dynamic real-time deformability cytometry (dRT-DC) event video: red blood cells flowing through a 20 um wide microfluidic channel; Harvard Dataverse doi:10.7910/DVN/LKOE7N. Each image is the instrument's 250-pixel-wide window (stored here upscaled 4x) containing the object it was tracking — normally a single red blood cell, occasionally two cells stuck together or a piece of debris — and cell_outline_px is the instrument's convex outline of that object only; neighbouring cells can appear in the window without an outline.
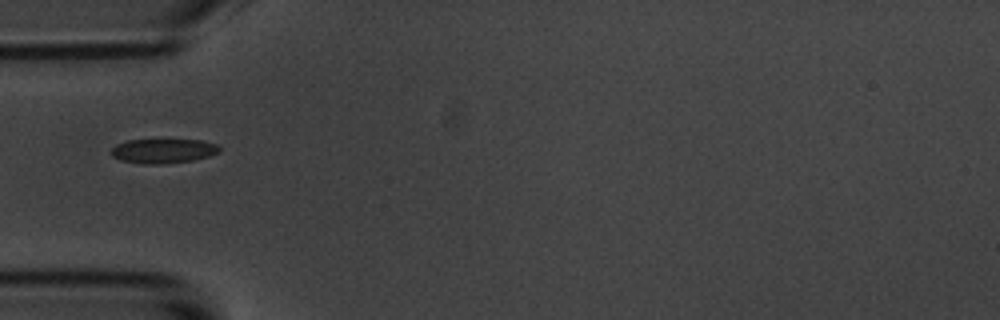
{"species": "common noctule bat (a hibernating species)", "species_latin": "Nyctalus noctula", "temperature_condition": "room temperature", "stored_images_in_passage": 23, "camera_frame_rate_fps": 3000, "um_per_image_px": 0.085, "animal": {"sex": "male", "body_mass_g": 20.1, "forearm_length_mm": 53.5}, "frame": {"image": 1, "passage_image": 1, "time_ms": 0.0, "image_size_px": [1000, 320], "cell_outline_px": [[220, 152], [208, 156], [192, 160], [164, 164], [144, 164], [120, 160], [112, 156], [112, 148], [116, 144], [128, 140], [200, 140], [216, 144], [220, 148]], "centroid_in_image_um": [13.86, 12.83], "position_along_channel_um": 71.1, "area_um2": 15.32}}
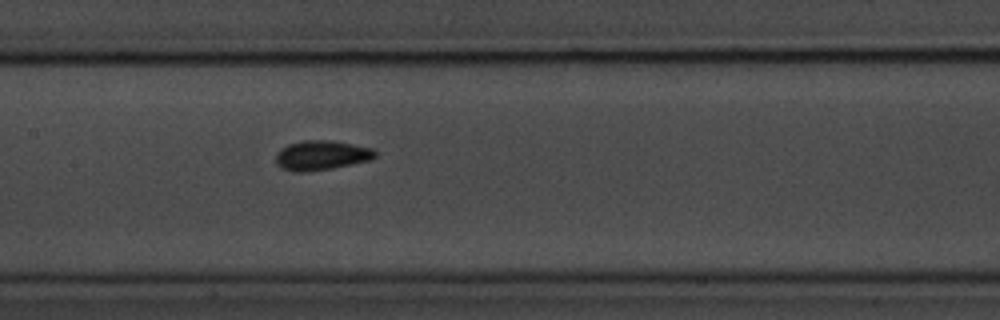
{"frame": {"image": 2, "passage_image": 10, "time_ms": 3.0, "image_size_px": [1000, 320], "cell_outline_px": [[376, 156], [372, 160], [332, 168], [308, 172], [292, 172], [280, 168], [276, 164], [276, 156], [280, 148], [288, 144], [304, 140], [328, 140], [352, 144], [372, 148], [376, 152]], "centroid_in_image_um": [27.3, 13.21], "position_along_channel_um": 180.1, "area_um2": 17.28}}
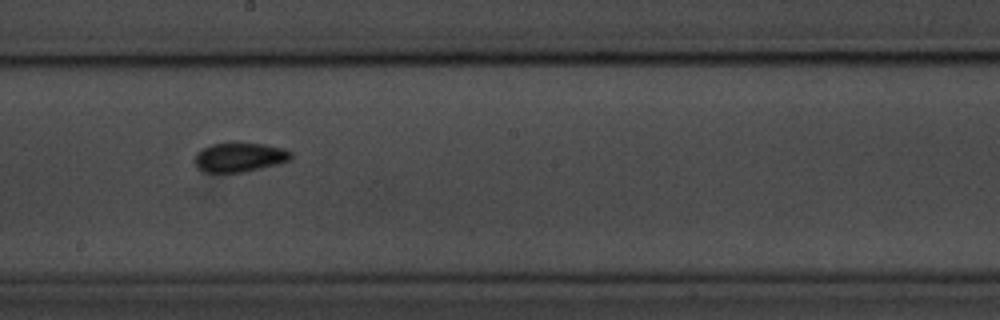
{"frame": {"image": 3, "passage_image": 14, "time_ms": 4.333, "image_size_px": [1000, 320], "cell_outline_px": [[292, 160], [244, 172], [204, 172], [196, 168], [192, 160], [196, 152], [212, 144], [264, 144], [284, 148], [292, 152]], "centroid_in_image_um": [20.33, 13.38], "position_along_channel_um": 227.9, "area_um2": 16.36}}